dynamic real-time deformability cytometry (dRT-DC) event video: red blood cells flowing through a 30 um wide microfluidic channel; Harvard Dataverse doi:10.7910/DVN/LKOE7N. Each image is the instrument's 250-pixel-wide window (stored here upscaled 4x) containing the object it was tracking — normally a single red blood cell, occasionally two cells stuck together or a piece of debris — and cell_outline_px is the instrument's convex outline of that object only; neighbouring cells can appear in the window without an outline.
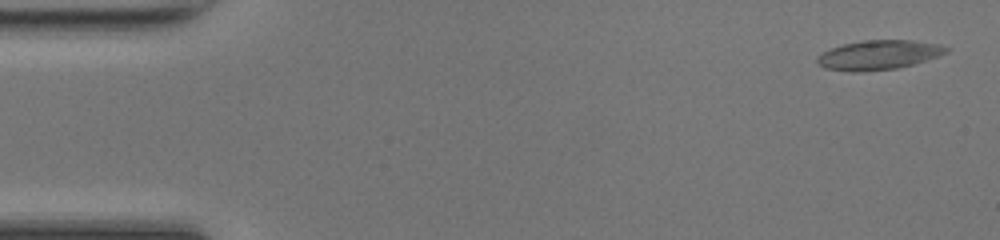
{"species": "common noctule bat (a hibernating species)", "species_latin": "Nyctalus noctula", "temperature_condition": "room temperature", "stored_images_in_passage": 47, "camera_frame_rate_fps": 3000, "um_per_image_px": 0.085, "animal": {"sex": "female", "body_mass_g": 17.0, "forearm_length_mm": 48.0}, "frame": {"image": 1, "passage_image": 1, "time_ms": 0.0, "image_size_px": [1000, 240], "cell_outline_px": [[948, 52], [912, 64], [896, 68], [828, 68], [820, 64], [816, 60], [824, 52], [832, 48], [844, 44], [864, 40], [908, 40], [948, 48]], "centroid_in_image_um": [74.71, 4.61], "position_along_channel_um": 10.3, "area_um2": 20.11}}
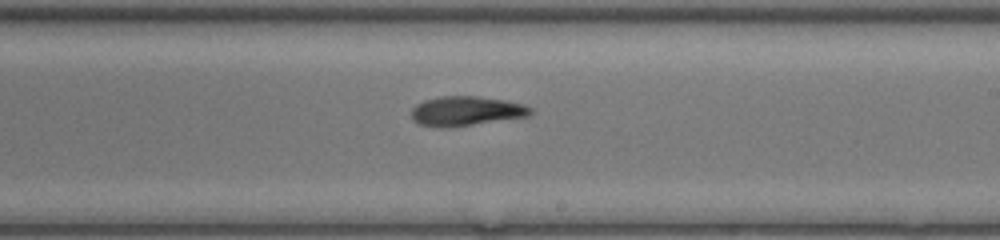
{"frame": {"image": 2, "passage_image": 27, "time_ms": 8.667, "image_size_px": [1000, 240], "cell_outline_px": [[532, 112], [528, 116], [448, 128], [440, 128], [416, 124], [412, 120], [412, 108], [416, 104], [424, 100], [440, 96], [476, 96], [504, 100], [524, 104], [532, 108]], "centroid_in_image_um": [39.57, 9.45], "position_along_channel_um": 249.4, "area_um2": 20.63}}
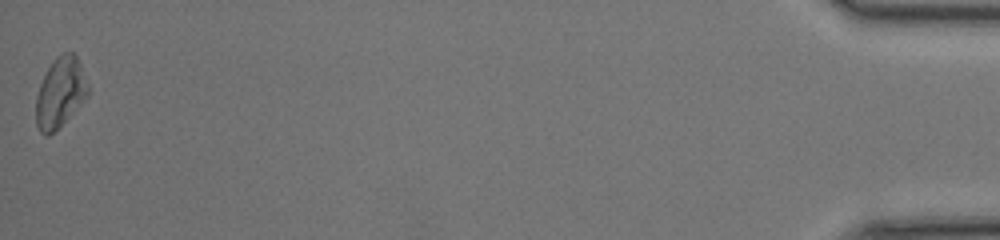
{"frame": {"image": 3, "passage_image": 47, "time_ms": 15.333, "image_size_px": [1000, 240], "cell_outline_px": [[88, 96], [48, 136], [44, 136], [40, 132], [36, 124], [36, 96], [40, 84], [52, 60], [56, 56], [64, 52], [76, 52], [88, 88]], "centroid_in_image_um": [5.1, 7.83], "position_along_channel_um": 430.1, "area_um2": 20.81}, "authors_computed_cell_mechanics": {"area_um2": 20.519, "velocity_mm_per_s": 4.2907, "shape_relaxation_time_tau1_ms": null, "shape_relaxation_time_tau2_ms": 7.9442, "deformation_change_tau1": null, "deformation_change_tau2": 0.2083}}